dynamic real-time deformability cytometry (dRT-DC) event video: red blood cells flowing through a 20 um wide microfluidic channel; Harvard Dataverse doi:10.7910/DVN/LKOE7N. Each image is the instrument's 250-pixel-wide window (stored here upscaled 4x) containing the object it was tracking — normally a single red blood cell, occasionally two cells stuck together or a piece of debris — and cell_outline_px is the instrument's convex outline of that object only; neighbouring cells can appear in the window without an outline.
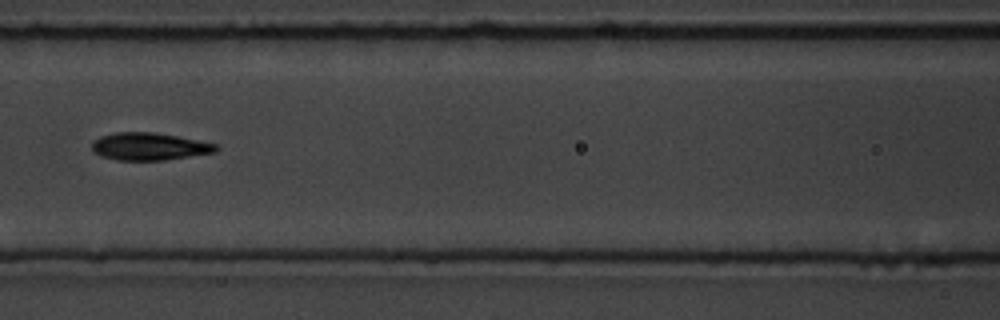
{"species": "common noctule bat (a hibernating species)", "species_latin": "Nyctalus noctula", "temperature_condition": "room temperature", "stored_images_in_passage": 9, "camera_frame_rate_fps": 3000, "um_per_image_px": 0.085, "animal": {"sex": "male", "body_mass_g": 19.5, "forearm_length_mm": 54.6}, "frame": {"image": 1, "passage_image": 6, "time_ms": 5.667, "image_size_px": [1000, 320], "cell_outline_px": [[220, 148], [216, 152], [164, 160], [116, 160], [100, 156], [92, 152], [92, 140], [100, 136], [116, 132], [156, 132], [220, 144]], "centroid_in_image_um": [12.69, 12.44], "position_along_channel_um": 153.9, "area_um2": 20.17}}
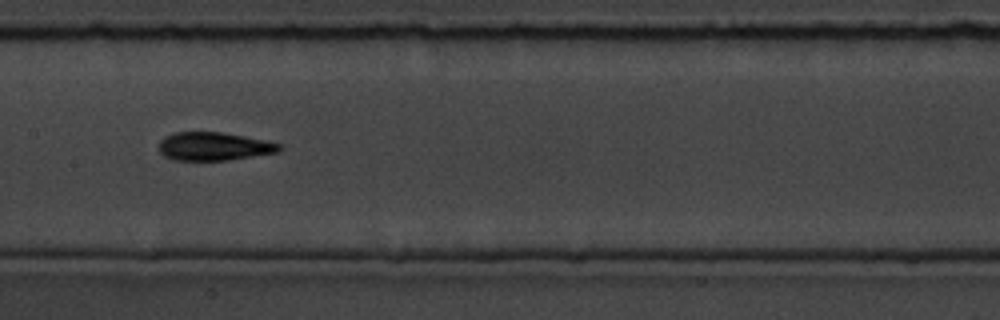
{"frame": {"image": 2, "passage_image": 7, "time_ms": 6.667, "image_size_px": [1000, 320], "cell_outline_px": [[284, 148], [280, 152], [228, 160], [172, 160], [164, 156], [160, 152], [160, 140], [164, 136], [172, 132], [224, 132], [268, 140], [280, 144]], "centroid_in_image_um": [18.22, 12.43], "position_along_channel_um": 189.2, "area_um2": 20.17}}